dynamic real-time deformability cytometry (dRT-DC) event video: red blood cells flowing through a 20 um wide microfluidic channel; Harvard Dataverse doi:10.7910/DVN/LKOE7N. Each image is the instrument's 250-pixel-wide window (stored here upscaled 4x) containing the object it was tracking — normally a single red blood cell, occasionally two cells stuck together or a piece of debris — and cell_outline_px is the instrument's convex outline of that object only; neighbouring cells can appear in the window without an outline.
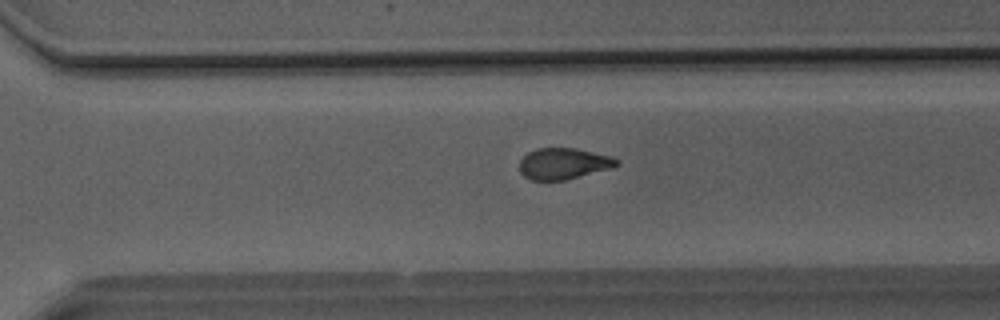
{"species": "Egyptian fruit bat (a non-hibernating species)", "species_latin": "Rousettus aegyptiacus", "temperature_condition": "room temperature", "stored_images_in_passage": 36, "camera_frame_rate_fps": 3000, "um_per_image_px": 0.085, "animal": {"sex": "male"}, "frame": {"image": 1, "passage_image": 21, "time_ms": 6.667, "image_size_px": [1000, 320], "cell_outline_px": [[620, 164], [612, 168], [564, 180], [532, 180], [524, 176], [520, 172], [520, 160], [528, 152], [536, 148], [572, 148], [612, 156], [620, 160]], "centroid_in_image_um": [47.91, 13.9], "position_along_channel_um": 322.7, "area_um2": 17.63}}
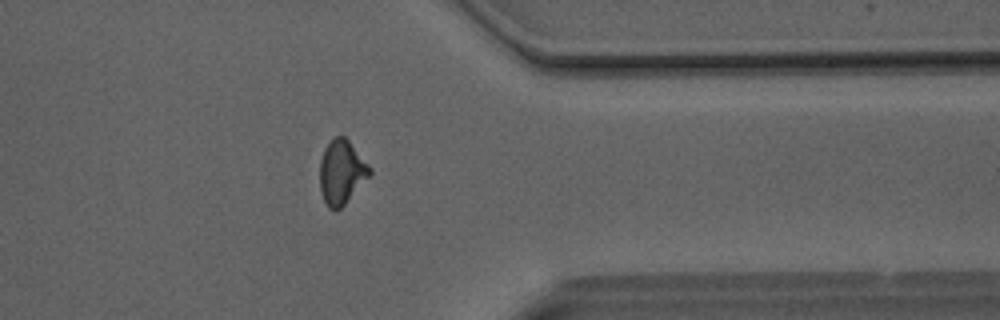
{"frame": {"image": 2, "passage_image": 26, "time_ms": 8.333, "image_size_px": [1000, 320], "cell_outline_px": [[372, 176], [336, 212], [328, 208], [324, 200], [320, 188], [320, 160], [324, 148], [336, 136], [344, 136], [348, 140], [372, 168]], "centroid_in_image_um": [29.06, 14.66], "position_along_channel_um": 382.3, "area_um2": 18.79}}
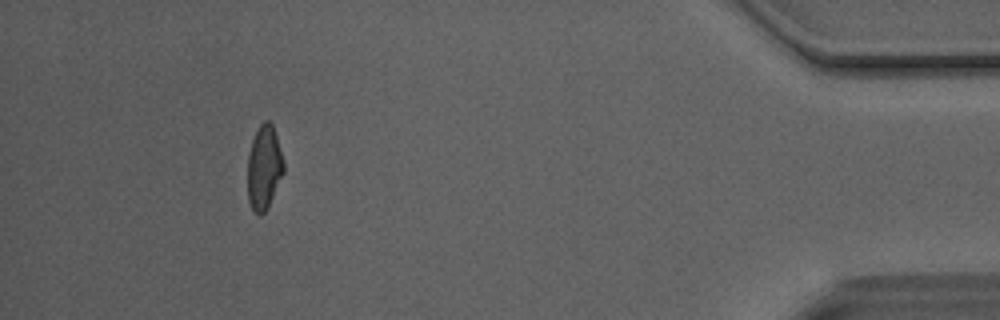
{"frame": {"image": 3, "passage_image": 32, "time_ms": 10.333, "image_size_px": [1000, 320], "cell_outline_px": [[284, 172], [268, 208], [260, 216], [252, 212], [248, 200], [248, 152], [252, 140], [260, 124], [264, 120], [268, 120], [272, 124], [276, 136], [284, 164]], "centroid_in_image_um": [22.43, 14.28], "position_along_channel_um": 412.8, "area_um2": 17.74}, "authors_computed_cell_mechanics": {"area_um2": 18.2937, "velocity_mm_per_s": 4.1334, "shape_relaxation_time_tau1_ms": 8.5491, "shape_relaxation_time_tau2_ms": 1.9004, "deformation_change_tau1": 0.2024, "deformation_change_tau2": 0.0789}}